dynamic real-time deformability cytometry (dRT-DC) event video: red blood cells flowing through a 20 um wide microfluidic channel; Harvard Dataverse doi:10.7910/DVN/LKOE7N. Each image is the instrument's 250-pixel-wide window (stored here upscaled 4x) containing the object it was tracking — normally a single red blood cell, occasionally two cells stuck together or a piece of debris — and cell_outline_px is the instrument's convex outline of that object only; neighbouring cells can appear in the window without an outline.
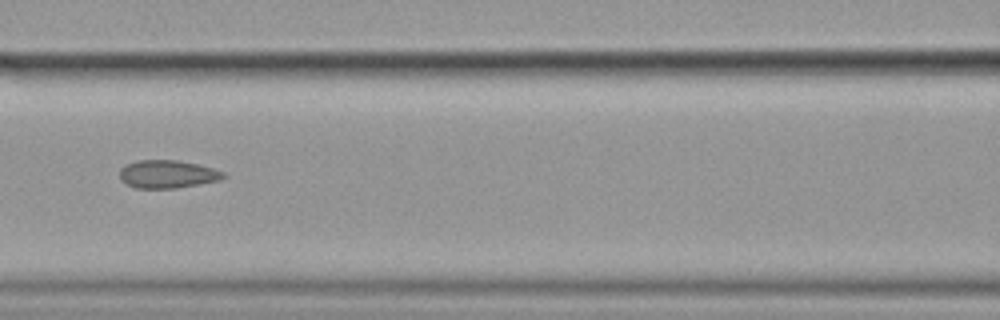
{"species": "common noctule bat (a hibernating species)", "species_latin": "Nyctalus noctula", "temperature_condition": "cold", "stored_images_in_passage": 11, "camera_frame_rate_fps": 3000, "um_per_image_px": 0.085, "animal": {"sex": "female", "body_mass_g": 19.9}, "frame": {"image": 1, "passage_image": 7, "time_ms": 2.0, "image_size_px": [1000, 320], "cell_outline_px": [[224, 176], [220, 180], [176, 188], [136, 188], [120, 180], [120, 168], [124, 164], [136, 160], [176, 160], [196, 164], [212, 168], [224, 172]], "centroid_in_image_um": [14.18, 14.79], "position_along_channel_um": 152.4, "area_um2": 16.82}}
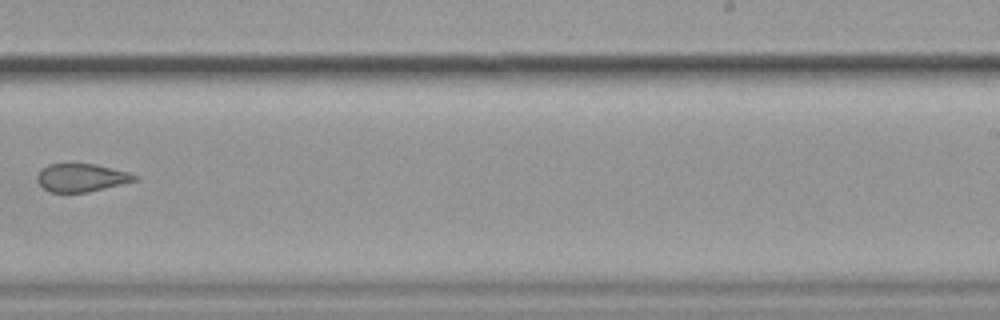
{"frame": {"image": 2, "passage_image": 10, "time_ms": 3.0, "image_size_px": [1000, 320], "cell_outline_px": [[140, 176], [136, 180], [88, 192], [52, 192], [44, 188], [36, 180], [36, 176], [40, 168], [48, 164], [96, 164], [128, 172]], "centroid_in_image_um": [6.89, 15.09], "position_along_channel_um": 282.1, "area_um2": 15.84}}
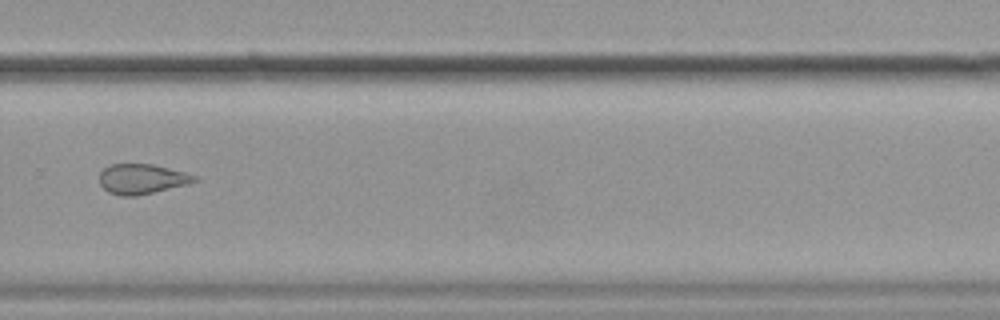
{"frame": {"image": 3, "passage_image": 11, "time_ms": 3.333, "image_size_px": [1000, 320], "cell_outline_px": [[200, 180], [188, 184], [136, 196], [120, 196], [108, 192], [100, 184], [100, 172], [108, 164], [152, 164], [184, 172], [196, 176]], "centroid_in_image_um": [12.05, 15.21], "position_along_channel_um": 317.8, "area_um2": 16.59}}